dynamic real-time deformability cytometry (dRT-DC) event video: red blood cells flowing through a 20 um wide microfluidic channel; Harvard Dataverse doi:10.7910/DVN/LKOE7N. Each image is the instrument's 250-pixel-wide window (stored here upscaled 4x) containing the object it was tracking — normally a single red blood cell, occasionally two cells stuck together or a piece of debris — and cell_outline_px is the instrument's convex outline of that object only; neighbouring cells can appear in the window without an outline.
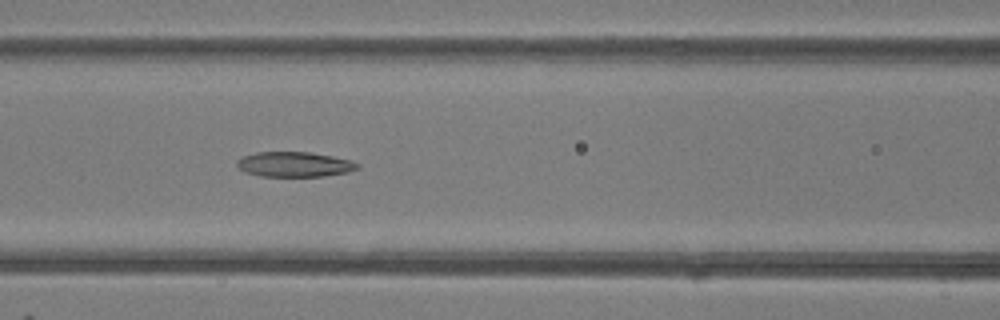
{"species": "common noctule bat (a hibernating species)", "species_latin": "Nyctalus noctula", "temperature_condition": "room temperature", "stored_images_in_passage": 48, "camera_frame_rate_fps": 3000, "um_per_image_px": 0.085, "animal": {"sex": "female"}, "frame": {"image": 1, "passage_image": 20, "time_ms": 6.333, "image_size_px": [1000, 320], "cell_outline_px": [[360, 168], [348, 172], [324, 176], [260, 176], [244, 172], [236, 164], [236, 160], [244, 156], [256, 152], [308, 152], [332, 156], [352, 160], [360, 164]], "centroid_in_image_um": [25.05, 13.97], "position_along_channel_um": 141.6, "area_um2": 17.63}}
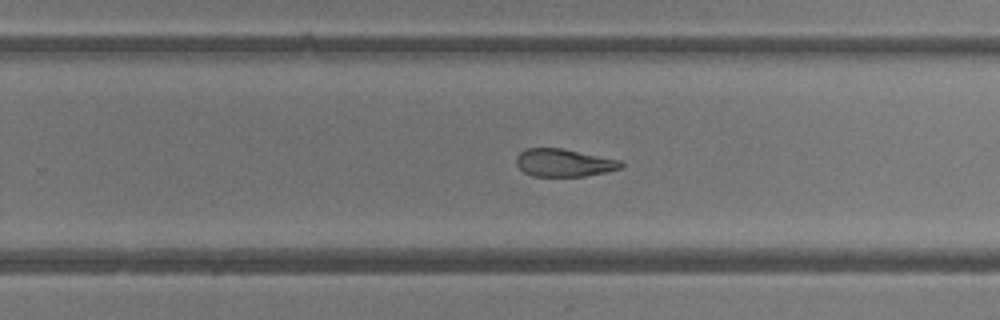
{"frame": {"image": 2, "passage_image": 30, "time_ms": 9.667, "image_size_px": [1000, 320], "cell_outline_px": [[624, 164], [620, 168], [604, 172], [584, 176], [532, 176], [524, 172], [516, 164], [516, 156], [520, 152], [528, 148], [564, 148], [620, 160]], "centroid_in_image_um": [47.91, 13.82], "position_along_channel_um": 281.9, "area_um2": 16.88}}
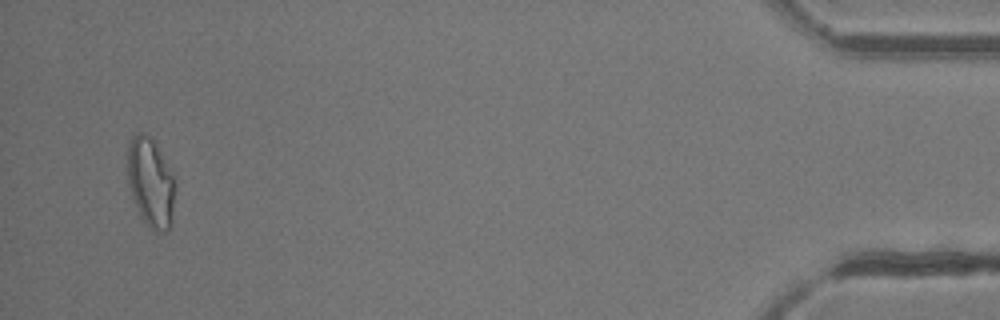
{"frame": {"image": 3, "passage_image": 46, "time_ms": 15.0, "image_size_px": [1000, 320], "cell_outline_px": [[176, 188], [172, 224], [164, 232], [152, 232], [144, 220], [132, 196], [128, 184], [128, 144], [132, 136], [140, 132], [148, 136], [156, 144], [176, 180]], "centroid_in_image_um": [12.84, 15.54], "position_along_channel_um": 422.4, "area_um2": 24.8}, "authors_computed_cell_mechanics": {"area_um2": 20.1722, "velocity_mm_per_s": 4.2074, "shape_relaxation_time_tau1_ms": null, "shape_relaxation_time_tau2_ms": 3.1788, "deformation_change_tau1": null, "deformation_change_tau2": 0.1172}}